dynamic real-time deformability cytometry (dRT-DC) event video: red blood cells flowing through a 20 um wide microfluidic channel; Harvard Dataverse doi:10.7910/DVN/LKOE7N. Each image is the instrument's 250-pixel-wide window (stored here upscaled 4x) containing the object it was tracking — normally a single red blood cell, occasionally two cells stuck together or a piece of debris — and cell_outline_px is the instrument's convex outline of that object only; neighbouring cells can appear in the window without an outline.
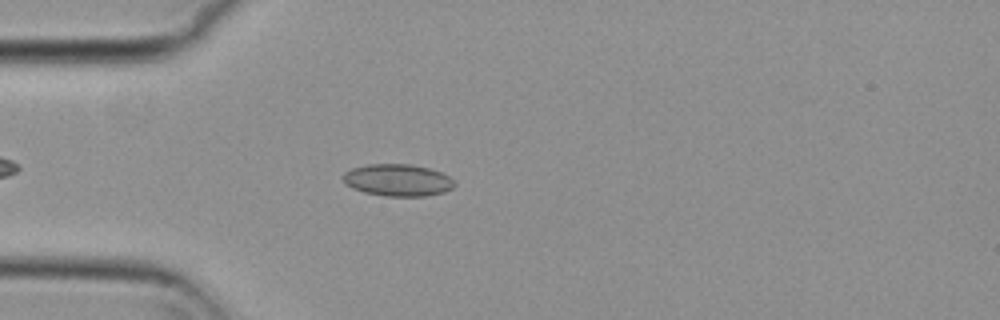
{"species": "common noctule bat (a hibernating species)", "species_latin": "Nyctalus noctula", "temperature_condition": "cold", "stored_images_in_passage": 44, "camera_frame_rate_fps": 3000, "um_per_image_px": 0.085, "animal": {"sex": "female", "body_mass_g": 29.2, "forearm_length_mm": 56.3}, "frame": {"image": 1, "passage_image": 8, "time_ms": 2.333, "image_size_px": [1000, 320], "cell_outline_px": [[456, 184], [452, 188], [444, 192], [424, 196], [384, 196], [364, 192], [352, 188], [344, 180], [344, 172], [352, 168], [368, 164], [408, 164], [428, 168], [440, 172], [448, 176]], "centroid_in_image_um": [33.81, 15.31], "position_along_channel_um": 51.2, "area_um2": 20.58}}
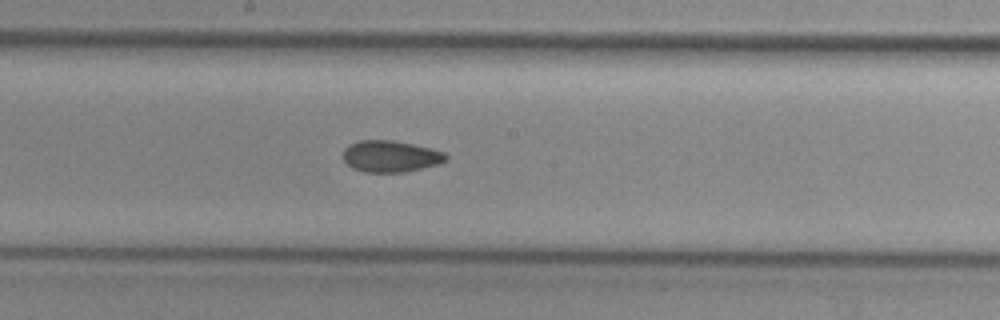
{"frame": {"image": 2, "passage_image": 22, "time_ms": 7.0, "image_size_px": [1000, 320], "cell_outline_px": [[448, 160], [440, 164], [404, 172], [364, 172], [352, 168], [344, 160], [344, 148], [348, 144], [360, 140], [392, 140], [432, 148], [444, 152], [448, 156]], "centroid_in_image_um": [33.22, 13.28], "position_along_channel_um": 215.0, "area_um2": 19.02}}
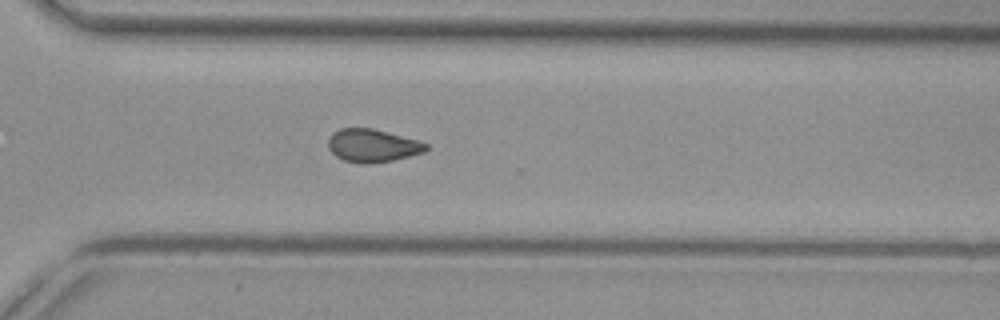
{"frame": {"image": 3, "passage_image": 32, "time_ms": 10.333, "image_size_px": [1000, 320], "cell_outline_px": [[428, 148], [424, 152], [392, 160], [372, 164], [364, 164], [344, 160], [336, 156], [328, 148], [328, 136], [332, 132], [340, 128], [372, 128], [416, 140], [428, 144]], "centroid_in_image_um": [31.62, 12.37], "position_along_channel_um": 339.0, "area_um2": 18.73}}